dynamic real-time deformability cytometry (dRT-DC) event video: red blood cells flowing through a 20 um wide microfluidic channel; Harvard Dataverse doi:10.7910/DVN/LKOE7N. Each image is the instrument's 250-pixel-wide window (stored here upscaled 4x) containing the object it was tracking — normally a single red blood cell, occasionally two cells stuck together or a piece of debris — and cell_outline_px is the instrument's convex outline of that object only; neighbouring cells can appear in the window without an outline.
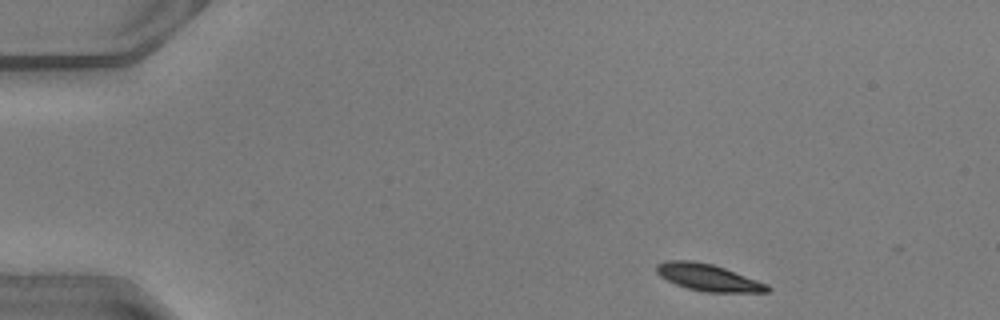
{"species": "common noctule bat (a hibernating species)", "species_latin": "Nyctalus noctula", "temperature_condition": "warm", "stored_images_in_passage": 42, "camera_frame_rate_fps": 3000, "um_per_image_px": 0.085, "animal": {"sex": "male", "body_mass_g": 20.5, "forearm_length_mm": 52.5}, "frame": {"image": 1, "passage_image": 2, "time_ms": 0.333, "image_size_px": [1000, 320], "cell_outline_px": [[772, 288], [768, 292], [708, 292], [688, 288], [676, 284], [660, 276], [656, 272], [656, 264], [668, 260], [692, 260], [712, 264], [724, 268], [768, 284]], "centroid_in_image_um": [60.19, 23.58], "position_along_channel_um": 24.8, "area_um2": 17.22}}
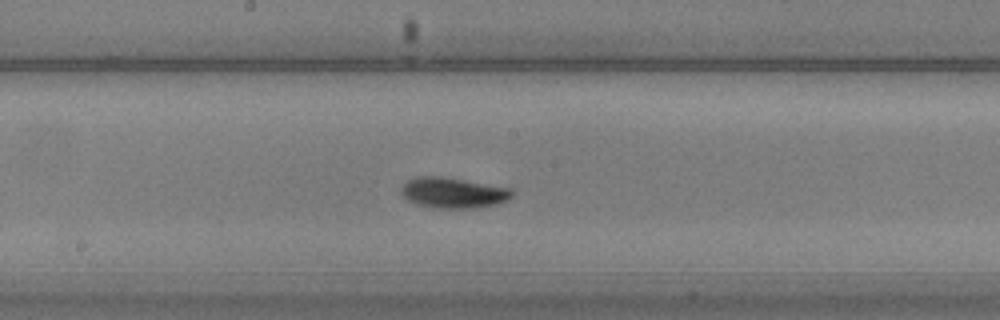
{"frame": {"image": 2, "passage_image": 22, "time_ms": 7.0, "image_size_px": [1000, 320], "cell_outline_px": [[512, 196], [508, 200], [496, 204], [476, 208], [432, 208], [408, 200], [400, 192], [400, 188], [408, 180], [416, 176], [440, 176], [512, 188]], "centroid_in_image_um": [38.52, 16.38], "position_along_channel_um": 209.7, "area_um2": 19.71}}
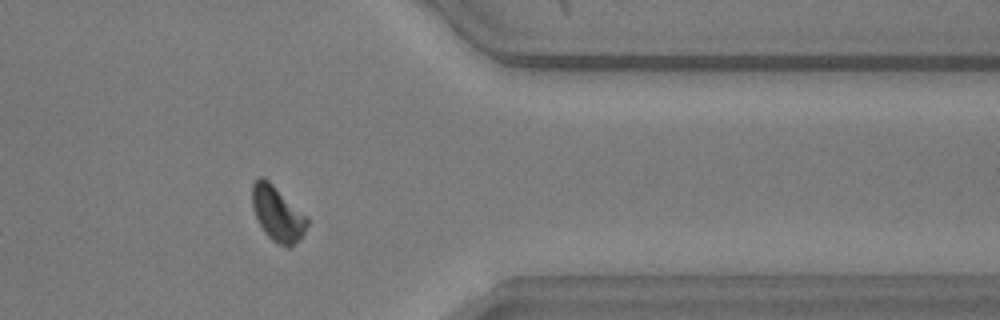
{"frame": {"image": 3, "passage_image": 36, "time_ms": 11.667, "image_size_px": [1000, 320], "cell_outline_px": [[308, 224], [300, 240], [288, 248], [272, 240], [264, 232], [256, 216], [252, 204], [252, 184], [260, 176], [264, 176], [308, 216]], "centroid_in_image_um": [23.61, 18.15], "position_along_channel_um": 387.8, "area_um2": 17.63}, "authors_computed_cell_mechanics": {"area_um2": 18.1203, "velocity_mm_per_s": 4.0693, "shape_relaxation_time_tau1_ms": 1.6637, "shape_relaxation_time_tau2_ms": null, "deformation_change_tau1": 0.1109, "deformation_change_tau2": null}}